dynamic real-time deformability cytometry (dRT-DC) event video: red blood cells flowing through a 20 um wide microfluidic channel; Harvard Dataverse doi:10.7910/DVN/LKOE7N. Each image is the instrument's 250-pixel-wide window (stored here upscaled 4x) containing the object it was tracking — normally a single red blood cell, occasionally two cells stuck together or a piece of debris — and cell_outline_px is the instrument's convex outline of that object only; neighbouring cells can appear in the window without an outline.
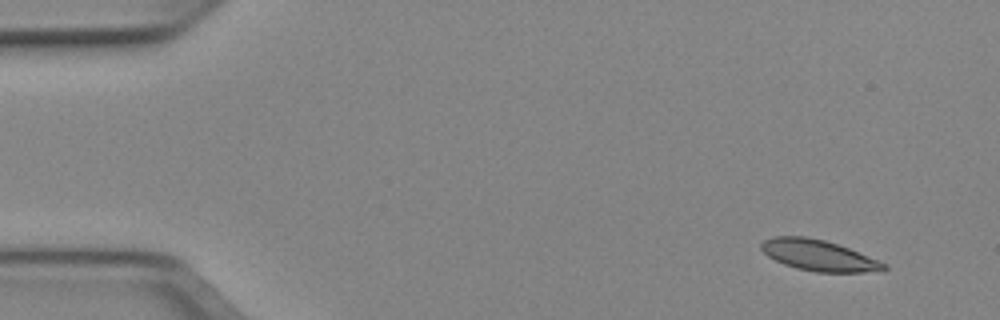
{"species": "Egyptian fruit bat (a non-hibernating species)", "species_latin": "Rousettus aegyptiacus", "temperature_condition": "cold", "stored_images_in_passage": 4, "camera_frame_rate_fps": 3000, "um_per_image_px": 0.085, "animal": {"sex": "female"}, "frame": {"image": 1, "passage_image": 1, "time_ms": 0.0, "image_size_px": [1000, 320], "cell_outline_px": [[888, 268], [884, 272], [816, 272], [796, 268], [784, 264], [768, 256], [760, 248], [760, 244], [764, 240], [772, 236], [808, 236], [824, 240], [848, 248], [888, 264]], "centroid_in_image_um": [69.61, 21.71], "position_along_channel_um": 15.4, "area_um2": 22.2}}
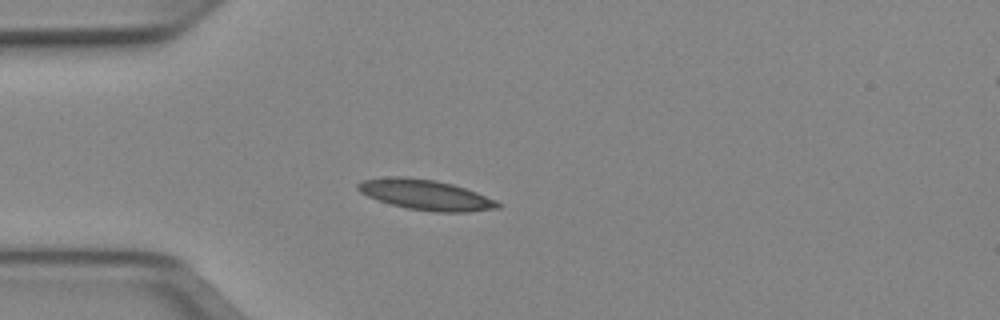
{"frame": {"image": 2, "passage_image": 4, "time_ms": 1.0, "image_size_px": [1000, 320], "cell_outline_px": [[500, 208], [468, 212], [436, 212], [408, 208], [392, 204], [368, 196], [360, 192], [356, 188], [356, 184], [364, 180], [388, 176], [404, 176], [436, 180], [452, 184], [476, 192], [496, 200], [500, 204]], "centroid_in_image_um": [36.18, 16.55], "position_along_channel_um": 48.8, "area_um2": 24.57}}